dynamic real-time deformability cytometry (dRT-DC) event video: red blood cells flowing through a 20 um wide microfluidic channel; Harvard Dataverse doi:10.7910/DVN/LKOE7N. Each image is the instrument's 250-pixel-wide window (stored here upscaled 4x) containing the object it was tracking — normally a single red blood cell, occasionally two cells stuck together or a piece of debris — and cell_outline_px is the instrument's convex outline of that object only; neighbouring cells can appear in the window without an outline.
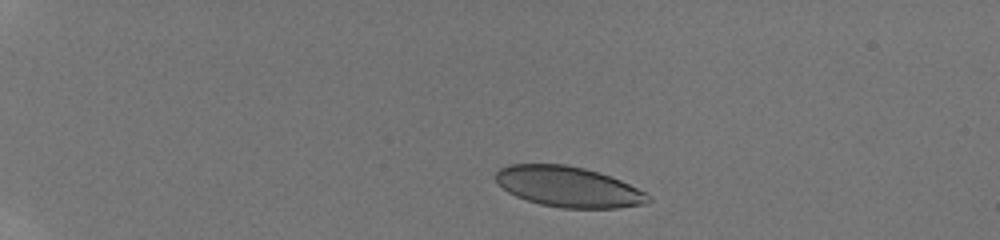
{"species": "human", "species_latin": "Homo sapiens", "temperature_condition": "room temperature", "stored_images_in_passage": 16, "camera_frame_rate_fps": 3000, "um_per_image_px": 0.085, "donor": {"sex": "male"}, "frame": {"image": 1, "passage_image": 1, "time_ms": 0.0, "image_size_px": [1000, 240], "cell_outline_px": [[652, 200], [644, 204], [616, 208], [564, 208], [540, 204], [516, 196], [508, 192], [496, 180], [496, 172], [500, 168], [508, 164], [564, 164], [584, 168], [620, 180], [652, 196]], "centroid_in_image_um": [48.31, 15.88], "position_along_channel_um": 36.7, "area_um2": 35.66}}